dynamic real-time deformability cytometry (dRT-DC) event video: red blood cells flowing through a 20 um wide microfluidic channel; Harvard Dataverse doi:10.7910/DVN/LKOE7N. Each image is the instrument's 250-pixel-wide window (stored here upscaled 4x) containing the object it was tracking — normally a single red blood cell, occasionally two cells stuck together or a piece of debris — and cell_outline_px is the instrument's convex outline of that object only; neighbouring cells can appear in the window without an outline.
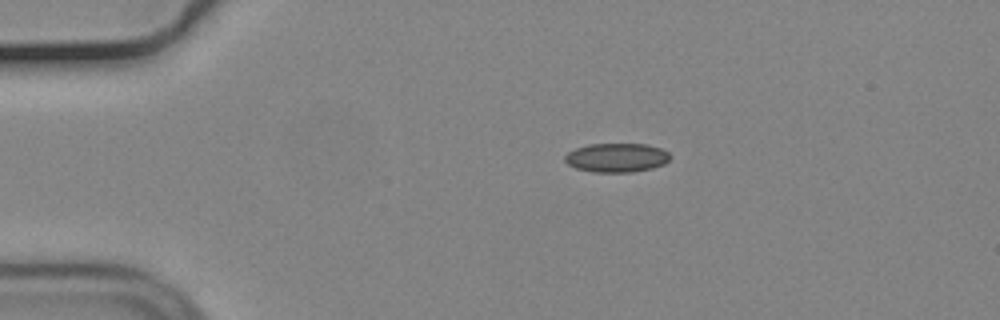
{"species": "common noctule bat (a hibernating species)", "species_latin": "Nyctalus noctula", "temperature_condition": "cold", "stored_images_in_passage": 37, "camera_frame_rate_fps": 3000, "um_per_image_px": 0.085, "animal": {"sex": "male", "body_mass_g": 19.2, "forearm_length_mm": 51.8}, "frame": {"image": 1, "passage_image": 1, "time_ms": 0.0, "image_size_px": [1000, 320], "cell_outline_px": [[672, 156], [664, 164], [652, 168], [632, 172], [592, 172], [576, 168], [568, 164], [564, 160], [564, 156], [568, 152], [576, 148], [588, 144], [648, 144], [660, 148], [668, 152]], "centroid_in_image_um": [52.41, 13.4], "position_along_channel_um": 32.6, "area_um2": 17.86}}
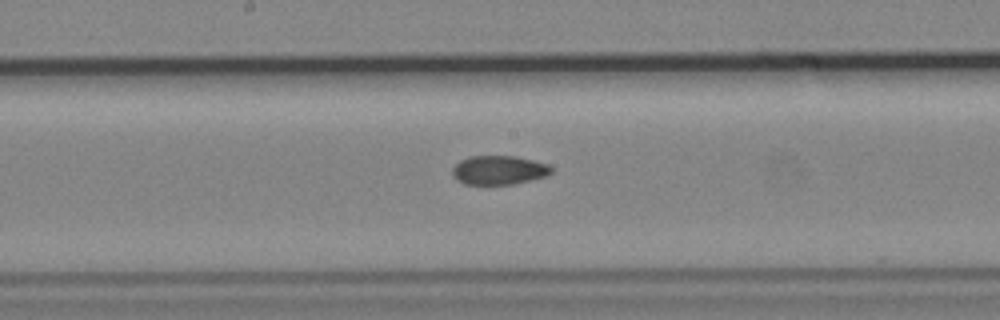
{"frame": {"image": 2, "passage_image": 19, "time_ms": 6.0, "image_size_px": [1000, 320], "cell_outline_px": [[552, 172], [544, 176], [512, 184], [464, 184], [456, 180], [452, 176], [452, 168], [460, 160], [468, 156], [516, 156], [548, 164], [552, 168]], "centroid_in_image_um": [42.35, 14.45], "position_along_channel_um": 205.9, "area_um2": 16.65}}
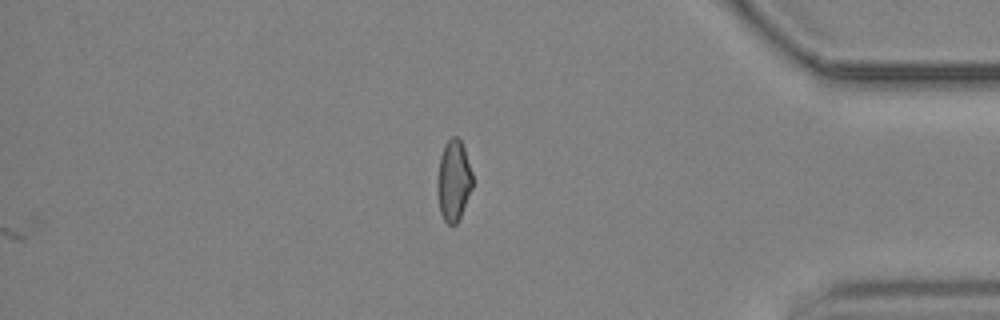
{"frame": {"image": 3, "passage_image": 37, "time_ms": 12.0, "image_size_px": [1000, 320], "cell_outline_px": [[472, 188], [460, 216], [456, 224], [448, 224], [444, 220], [440, 212], [436, 188], [436, 184], [440, 156], [444, 144], [452, 136], [456, 136], [460, 140], [464, 148], [472, 172]], "centroid_in_image_um": [38.53, 15.33], "position_along_channel_um": 396.7, "area_um2": 16.59}, "authors_computed_cell_mechanics": {"area_um2": 17.34, "velocity_mm_per_s": 3.7061, "shape_relaxation_time_tau1_ms": null, "shape_relaxation_time_tau2_ms": 3.3801, "deformation_change_tau1": null, "deformation_change_tau2": 0.0717}}